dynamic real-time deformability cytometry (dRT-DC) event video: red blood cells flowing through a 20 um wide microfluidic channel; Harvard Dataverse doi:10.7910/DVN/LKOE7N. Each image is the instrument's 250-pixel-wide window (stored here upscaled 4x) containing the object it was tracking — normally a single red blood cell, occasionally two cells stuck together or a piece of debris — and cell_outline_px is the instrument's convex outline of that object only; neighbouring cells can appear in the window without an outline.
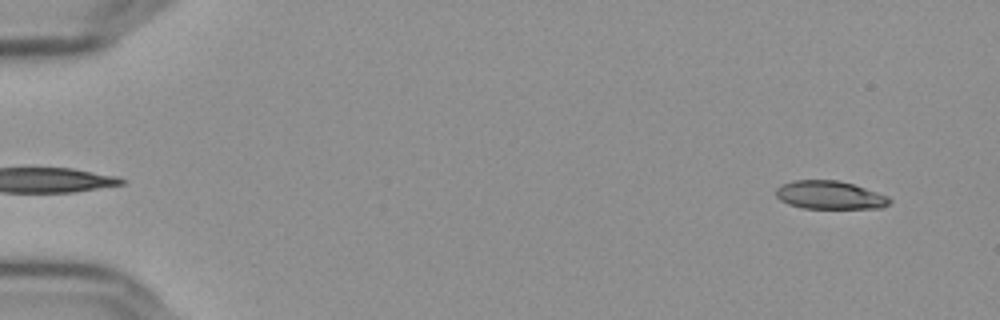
{"species": "Egyptian fruit bat (a non-hibernating species)", "species_latin": "Rousettus aegyptiacus", "temperature_condition": "cold", "stored_images_in_passage": 55, "camera_frame_rate_fps": 3000, "um_per_image_px": 0.085, "frame": {"image": 1, "passage_image": 3, "time_ms": 0.667, "image_size_px": [1000, 320], "cell_outline_px": [[892, 200], [888, 204], [880, 208], [804, 208], [788, 204], [780, 200], [776, 196], [776, 188], [780, 184], [796, 180], [836, 180], [852, 184], [888, 196]], "centroid_in_image_um": [70.49, 16.58], "position_along_channel_um": 14.5, "area_um2": 18.55}}
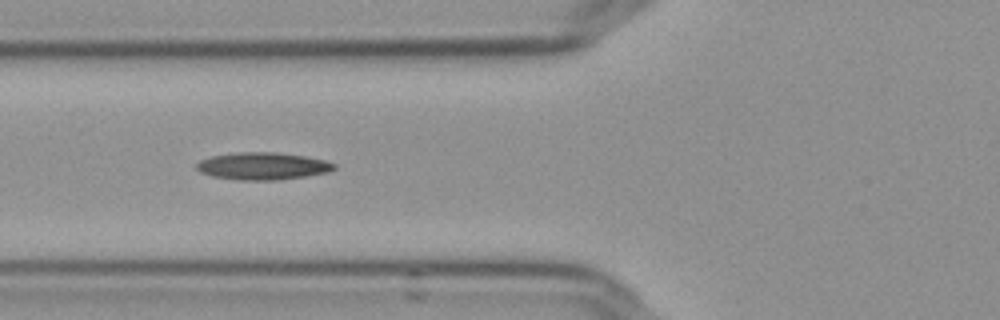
{"frame": {"image": 2, "passage_image": 21, "time_ms": 6.667, "image_size_px": [1000, 320], "cell_outline_px": [[336, 168], [328, 172], [304, 176], [276, 180], [240, 180], [212, 176], [200, 172], [196, 168], [196, 164], [200, 160], [212, 156], [236, 152], [276, 152], [304, 156], [324, 160], [336, 164]], "centroid_in_image_um": [22.31, 14.11], "position_along_channel_um": 103.5, "area_um2": 21.79}}
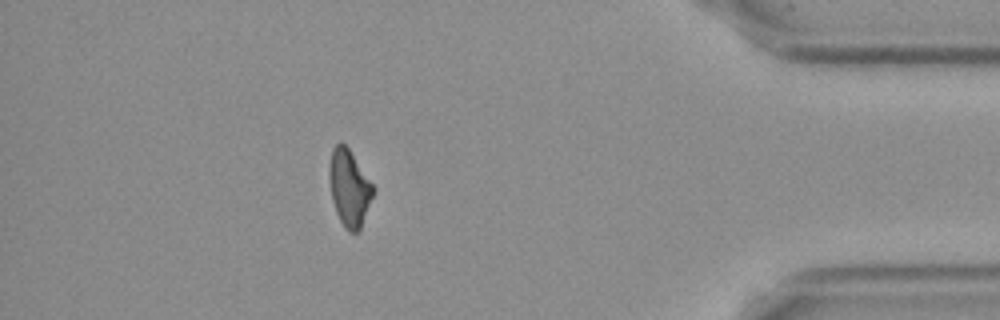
{"frame": {"image": 3, "passage_image": 49, "time_ms": 16.0, "image_size_px": [1000, 320], "cell_outline_px": [[376, 188], [360, 228], [356, 232], [348, 232], [344, 228], [336, 212], [332, 200], [328, 176], [328, 168], [332, 148], [336, 144], [344, 144], [348, 148]], "centroid_in_image_um": [29.67, 15.98], "position_along_channel_um": 405.5, "area_um2": 19.54}, "authors_computed_cell_mechanics": {"area_um2": 20.23, "velocity_mm_per_s": 3.6545, "shape_relaxation_time_tau1_ms": 10.779, "shape_relaxation_time_tau2_ms": 5.4003, "deformation_change_tau1": 0.2265, "deformation_change_tau2": 0.1418}}